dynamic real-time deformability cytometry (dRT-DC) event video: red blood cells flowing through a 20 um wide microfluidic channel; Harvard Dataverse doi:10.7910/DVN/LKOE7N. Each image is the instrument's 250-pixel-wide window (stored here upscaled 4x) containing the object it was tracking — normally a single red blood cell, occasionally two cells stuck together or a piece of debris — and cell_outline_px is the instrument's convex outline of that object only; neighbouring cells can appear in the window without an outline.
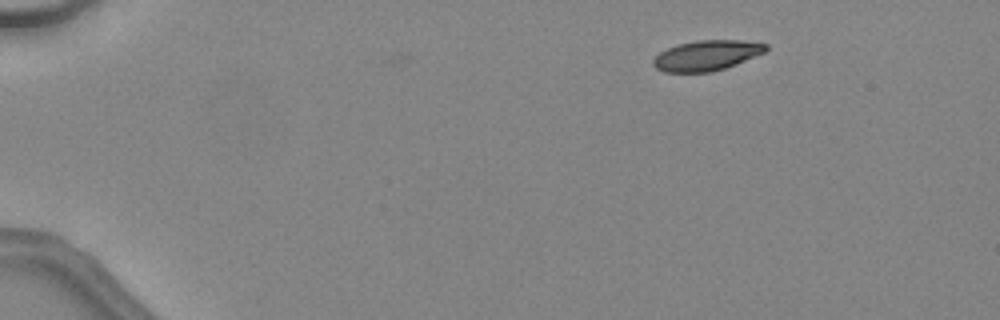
{"species": "common noctule bat (a hibernating species)", "species_latin": "Nyctalus noctula", "temperature_condition": "warm", "stored_images_in_passage": 40, "camera_frame_rate_fps": 3000, "um_per_image_px": 0.085, "animal": {"sex": "female", "body_mass_g": 24.6, "forearm_length_mm": 56.2}, "frame": {"image": 1, "passage_image": 1, "time_ms": 0.0, "image_size_px": [1000, 320], "cell_outline_px": [[768, 48], [764, 52], [736, 64], [712, 72], [664, 72], [656, 68], [652, 64], [652, 60], [660, 52], [668, 48], [680, 44], [696, 40], [740, 40], [768, 44]], "centroid_in_image_um": [60.05, 4.71], "position_along_channel_um": 24.9, "area_um2": 19.71}}
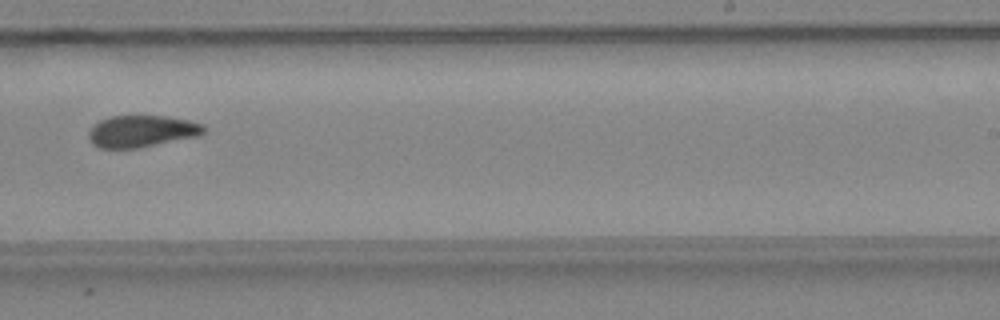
{"frame": {"image": 2, "passage_image": 25, "time_ms": 8.0, "image_size_px": [1000, 320], "cell_outline_px": [[204, 132], [200, 136], [140, 148], [100, 148], [92, 144], [88, 140], [88, 132], [92, 124], [108, 116], [168, 116], [188, 120], [204, 124]], "centroid_in_image_um": [12.02, 11.16], "position_along_channel_um": 277.0, "area_um2": 21.73}}
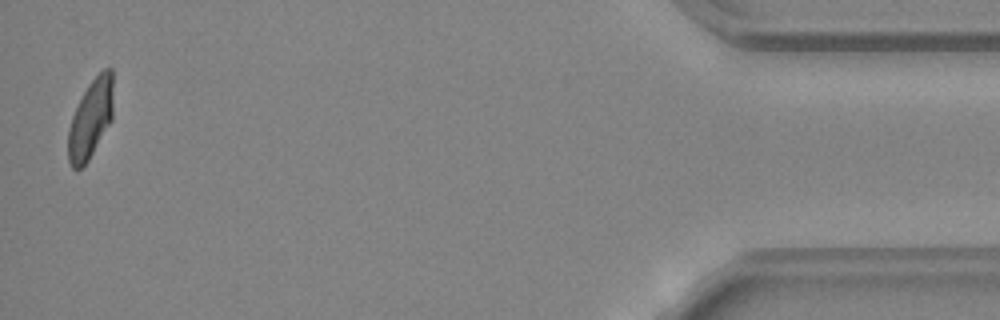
{"frame": {"image": 3, "passage_image": 40, "time_ms": 13.0, "image_size_px": [1000, 320], "cell_outline_px": [[112, 120], [88, 160], [80, 168], [72, 168], [68, 160], [68, 128], [72, 116], [88, 84], [104, 68], [112, 68]], "centroid_in_image_um": [7.7, 10.11], "position_along_channel_um": 427.5, "area_um2": 20.4}, "authors_computed_cell_mechanics": {"area_um2": 21.5883, "velocity_mm_per_s": 4.5385, "shape_relaxation_time_tau1_ms": 6.3683, "shape_relaxation_time_tau2_ms": 2.6702, "deformation_change_tau1": 0.1813, "deformation_change_tau2": 0.0777}}